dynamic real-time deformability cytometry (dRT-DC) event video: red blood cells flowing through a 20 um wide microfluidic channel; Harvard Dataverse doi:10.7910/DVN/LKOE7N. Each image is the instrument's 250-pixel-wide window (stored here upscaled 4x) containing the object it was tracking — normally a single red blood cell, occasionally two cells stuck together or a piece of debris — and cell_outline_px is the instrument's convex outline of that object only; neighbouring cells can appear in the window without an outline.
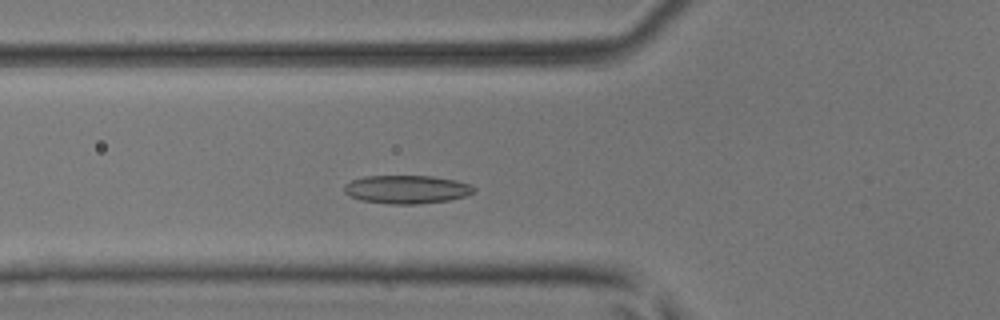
{"species": "common noctule bat (a hibernating species)", "species_latin": "Nyctalus noctula", "temperature_condition": "room temperature", "stored_images_in_passage": 45, "camera_frame_rate_fps": 3000, "um_per_image_px": 0.085, "animal": {"sex": "male", "body_mass_g": 17.9, "forearm_length_mm": 54.2}, "frame": {"image": 1, "passage_image": 13, "time_ms": 4.0, "image_size_px": [1000, 320], "cell_outline_px": [[476, 192], [468, 196], [452, 200], [416, 204], [388, 204], [360, 200], [344, 192], [344, 184], [352, 180], [364, 176], [432, 176], [456, 180], [472, 184], [476, 188]], "centroid_in_image_um": [34.64, 16.1], "position_along_channel_um": 91.2, "area_um2": 21.73}}
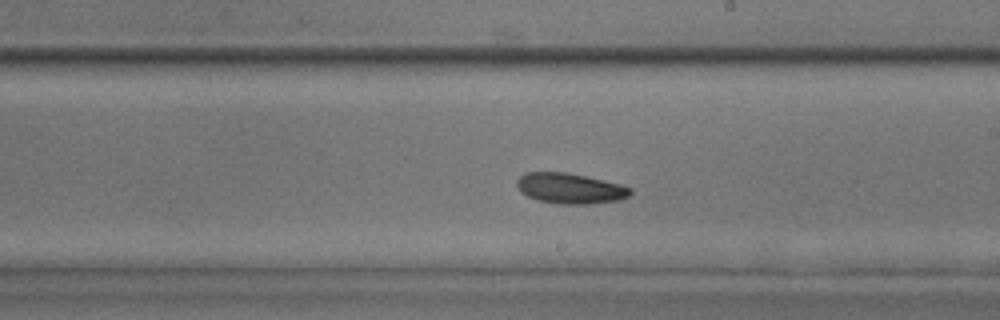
{"frame": {"image": 2, "passage_image": 24, "time_ms": 7.667, "image_size_px": [1000, 320], "cell_outline_px": [[632, 192], [628, 196], [620, 200], [588, 204], [560, 204], [540, 200], [528, 196], [520, 192], [516, 184], [516, 180], [524, 172], [564, 172], [604, 180], [620, 184], [632, 188]], "centroid_in_image_um": [48.45, 16.01], "position_along_channel_um": 240.6, "area_um2": 20.11}}
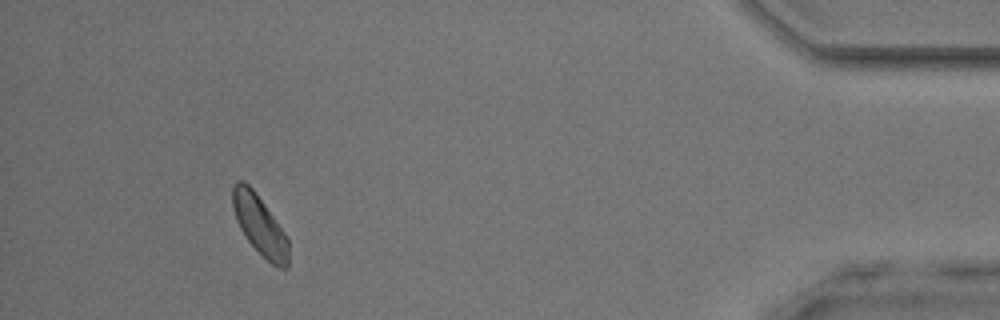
{"frame": {"image": 3, "passage_image": 41, "time_ms": 13.333, "image_size_px": [1000, 320], "cell_outline_px": [[288, 268], [280, 268], [272, 264], [248, 240], [240, 228], [236, 220], [232, 204], [232, 188], [236, 180], [244, 180], [256, 192], [288, 236]], "centroid_in_image_um": [22.08, 19.09], "position_along_channel_um": 413.1, "area_um2": 19.36}, "authors_computed_cell_mechanics": {"area_um2": 20.23, "velocity_mm_per_s": 4.0846, "shape_relaxation_time_tau1_ms": 4.1664, "shape_relaxation_time_tau2_ms": null, "deformation_change_tau1": 0.0867, "deformation_change_tau2": null}}